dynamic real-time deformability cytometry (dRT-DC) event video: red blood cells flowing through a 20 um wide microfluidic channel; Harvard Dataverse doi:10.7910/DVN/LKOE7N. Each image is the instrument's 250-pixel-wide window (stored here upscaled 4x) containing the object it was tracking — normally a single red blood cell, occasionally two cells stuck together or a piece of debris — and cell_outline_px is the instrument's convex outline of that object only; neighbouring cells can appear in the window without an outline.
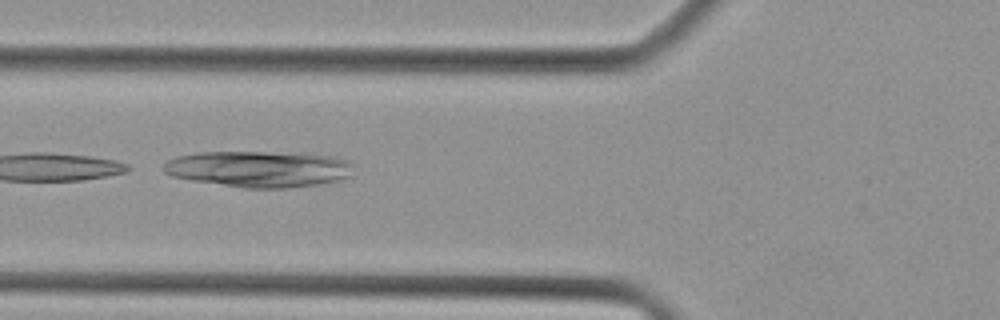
{"species": "Egyptian fruit bat (a non-hibernating species)", "species_latin": "Rousettus aegyptiacus", "temperature_condition": "cold", "stored_images_in_passage": 36, "camera_frame_rate_fps": 3000, "um_per_image_px": 0.085, "animal": {"sex": "female"}, "frame": {"image": 1, "passage_image": 11, "time_ms": 3.333, "image_size_px": [1000, 320], "cell_outline_px": [[352, 176], [340, 180], [320, 184], [288, 188], [244, 188], [192, 180], [172, 176], [164, 172], [164, 164], [168, 160], [176, 156], [196, 152], [268, 152], [332, 156], [348, 160], [352, 164]], "centroid_in_image_um": [22.01, 14.37], "position_along_channel_um": 103.8, "area_um2": 40.11}}
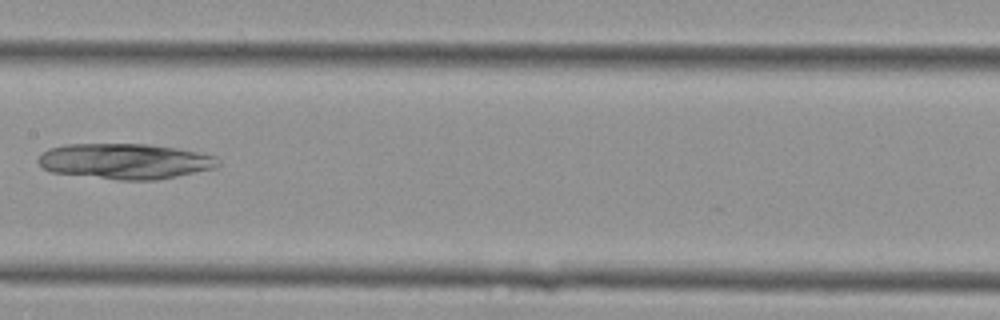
{"frame": {"image": 2, "passage_image": 17, "time_ms": 5.333, "image_size_px": [1000, 320], "cell_outline_px": [[220, 164], [216, 168], [176, 176], [152, 180], [120, 180], [52, 172], [44, 168], [36, 160], [48, 148], [64, 144], [148, 144], [176, 148], [216, 156], [220, 160]], "centroid_in_image_um": [10.64, 13.7], "position_along_channel_um": 196.8, "area_um2": 37.11}}
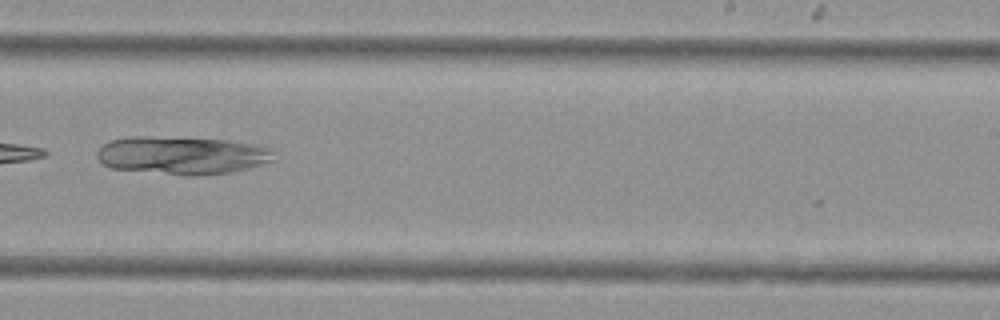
{"frame": {"image": 3, "passage_image": 22, "time_ms": 7.0, "image_size_px": [1000, 320], "cell_outline_px": [[276, 160], [248, 168], [232, 172], [196, 176], [188, 176], [112, 168], [104, 164], [96, 156], [96, 152], [108, 140], [128, 136], [148, 136], [232, 140], [256, 144], [268, 148], [276, 152]], "centroid_in_image_um": [15.52, 13.19], "position_along_channel_um": 273.5, "area_um2": 39.59}}